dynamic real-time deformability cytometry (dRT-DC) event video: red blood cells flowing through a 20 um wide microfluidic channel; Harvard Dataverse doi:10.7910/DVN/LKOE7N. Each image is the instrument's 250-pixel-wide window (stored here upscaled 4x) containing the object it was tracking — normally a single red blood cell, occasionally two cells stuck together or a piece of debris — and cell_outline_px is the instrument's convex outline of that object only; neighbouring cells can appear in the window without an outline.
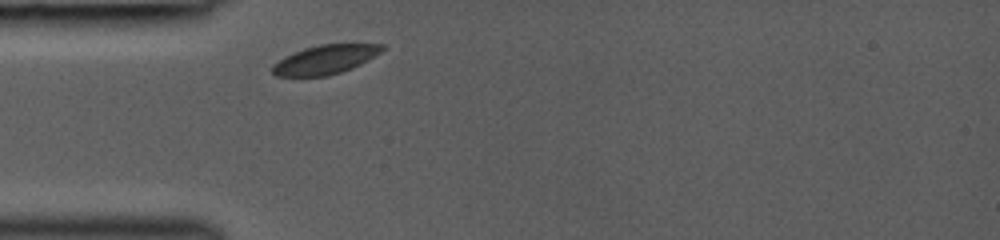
{"species": "common noctule bat (a hibernating species)", "species_latin": "Nyctalus noctula", "temperature_condition": "room temperature", "stored_images_in_passage": 4, "camera_frame_rate_fps": 3000, "um_per_image_px": 0.085, "animal": {"sex": "female", "body_mass_g": 19.0, "forearm_length_mm": 53.3}, "frame": {"image": 1, "passage_image": 1, "time_ms": 0.0, "image_size_px": [1000, 240], "cell_outline_px": [[384, 48], [380, 52], [368, 60], [352, 68], [328, 76], [276, 76], [272, 72], [272, 68], [284, 56], [304, 48], [320, 44], [384, 44]], "centroid_in_image_um": [27.65, 5.06], "position_along_channel_um": 57.4, "area_um2": 18.32}}
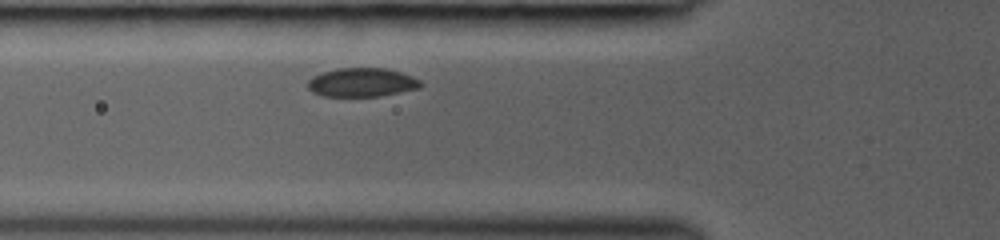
{"frame": {"image": 2, "passage_image": 4, "time_ms": 1.0, "image_size_px": [1000, 240], "cell_outline_px": [[424, 84], [420, 88], [380, 96], [324, 96], [312, 92], [308, 88], [308, 80], [312, 76], [336, 68], [384, 68], [400, 72], [412, 76], [420, 80]], "centroid_in_image_um": [30.77, 7.0], "position_along_channel_um": 95.0, "area_um2": 18.96}}